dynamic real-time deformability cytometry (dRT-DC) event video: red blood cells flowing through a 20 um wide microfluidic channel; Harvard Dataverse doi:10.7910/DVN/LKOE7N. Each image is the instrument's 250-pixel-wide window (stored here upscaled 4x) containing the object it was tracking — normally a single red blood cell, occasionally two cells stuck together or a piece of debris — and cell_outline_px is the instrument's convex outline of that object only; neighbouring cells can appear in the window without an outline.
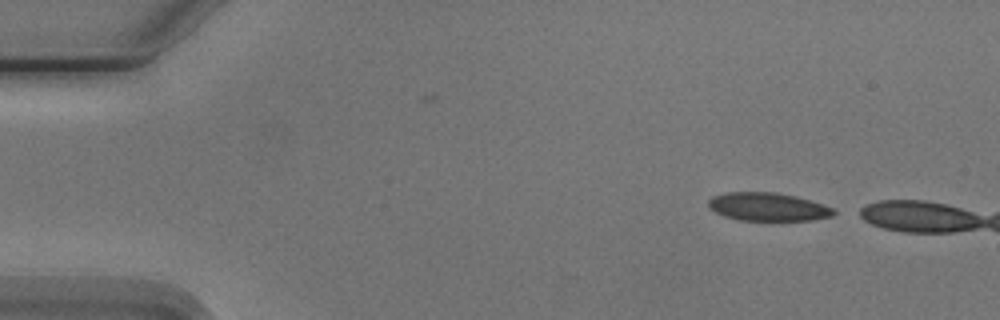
{"species": "Egyptian fruit bat (a non-hibernating species)", "species_latin": "Rousettus aegyptiacus", "temperature_condition": "cold", "stored_images_in_passage": 2, "camera_frame_rate_fps": 3000, "um_per_image_px": 0.085, "animal": {"sex": "male"}, "frame": {"image": 1, "passage_image": 2, "time_ms": 1.333, "image_size_px": [1000, 320], "cell_outline_px": [[836, 212], [832, 216], [812, 220], [740, 220], [724, 216], [708, 208], [708, 200], [712, 196], [724, 192], [776, 192], [796, 196], [832, 208]], "centroid_in_image_um": [65.21, 17.57], "position_along_channel_um": 19.8, "area_um2": 20.52}}